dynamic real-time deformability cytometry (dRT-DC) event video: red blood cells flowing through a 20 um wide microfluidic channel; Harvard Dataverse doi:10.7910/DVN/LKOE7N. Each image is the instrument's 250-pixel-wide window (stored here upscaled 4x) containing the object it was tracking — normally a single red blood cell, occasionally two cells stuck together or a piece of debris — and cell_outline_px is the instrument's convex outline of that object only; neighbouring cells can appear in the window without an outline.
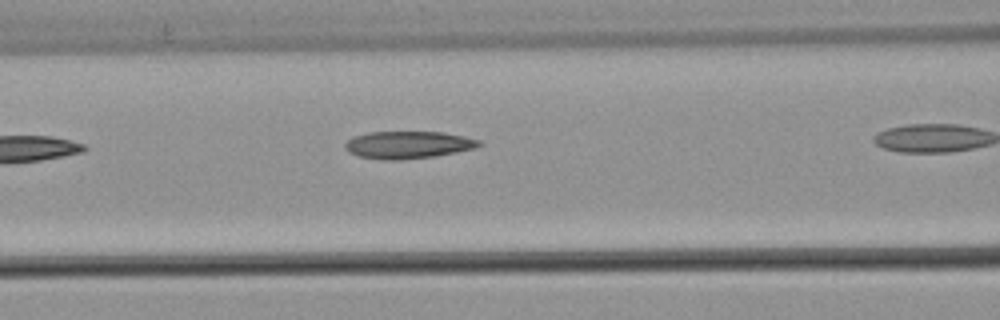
{"species": "common noctule bat (a hibernating species)", "species_latin": "Nyctalus noctula", "temperature_condition": "warm", "stored_images_in_passage": 5, "camera_frame_rate_fps": 3000, "um_per_image_px": 0.085, "animal": {"sex": "male", "body_mass_g": 21.5, "forearm_length_mm": 52.0}, "frame": {"image": 1, "passage_image": 5, "time_ms": 1.333, "image_size_px": [1000, 320], "cell_outline_px": [[484, 144], [476, 148], [436, 156], [404, 160], [384, 160], [360, 156], [348, 152], [344, 148], [344, 144], [352, 136], [368, 132], [444, 132], [464, 136], [480, 140]], "centroid_in_image_um": [34.7, 12.31], "position_along_channel_um": 131.9, "area_um2": 21.62}}